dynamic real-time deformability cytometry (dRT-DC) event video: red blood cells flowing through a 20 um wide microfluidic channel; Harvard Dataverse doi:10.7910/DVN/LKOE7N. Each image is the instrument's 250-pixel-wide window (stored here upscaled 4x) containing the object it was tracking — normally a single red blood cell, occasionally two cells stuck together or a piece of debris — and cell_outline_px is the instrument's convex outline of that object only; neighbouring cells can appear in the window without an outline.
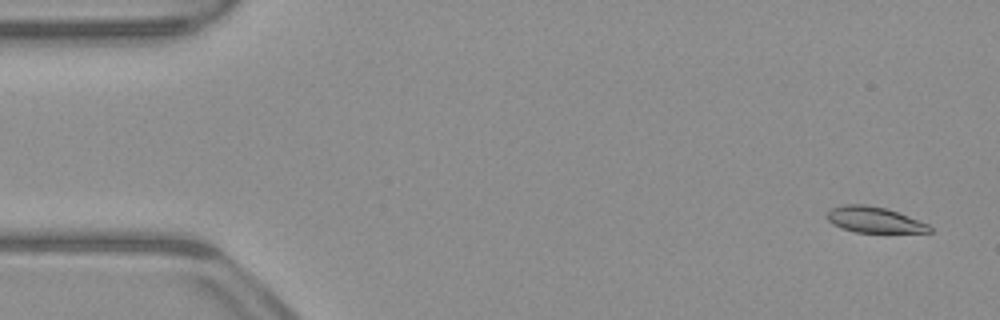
{"species": "common noctule bat (a hibernating species)", "species_latin": "Nyctalus noctula", "temperature_condition": "warm", "stored_images_in_passage": 54, "camera_frame_rate_fps": 3000, "um_per_image_px": 0.085, "animal": {"sex": "male", "body_mass_g": 23.1, "forearm_length_mm": 52.7}, "frame": {"image": 1, "passage_image": 3, "time_ms": 0.667, "image_size_px": [1000, 320], "cell_outline_px": [[932, 232], [856, 232], [832, 224], [824, 216], [832, 208], [844, 204], [864, 204], [884, 208], [908, 216], [928, 224], [932, 228]], "centroid_in_image_um": [74.28, 18.67], "position_along_channel_um": 10.7, "area_um2": 15.2}}
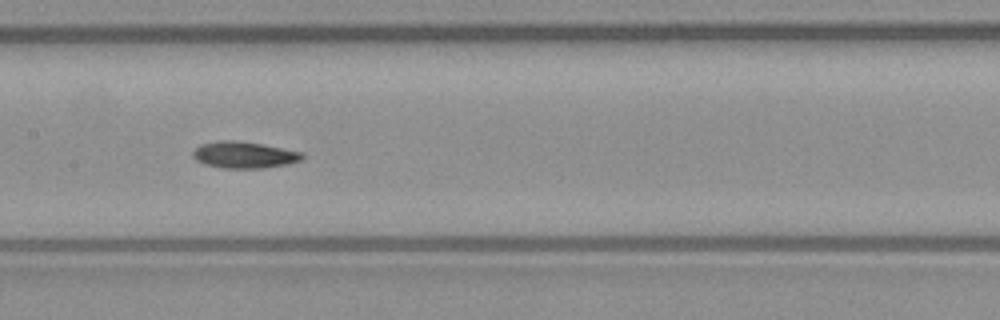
{"frame": {"image": 2, "passage_image": 26, "time_ms": 8.333, "image_size_px": [1000, 320], "cell_outline_px": [[304, 156], [300, 160], [288, 164], [264, 168], [220, 168], [204, 164], [196, 160], [192, 156], [192, 152], [200, 144], [216, 140], [236, 140], [260, 144], [304, 152]], "centroid_in_image_um": [20.72, 13.16], "position_along_channel_um": 186.7, "area_um2": 17.05}}
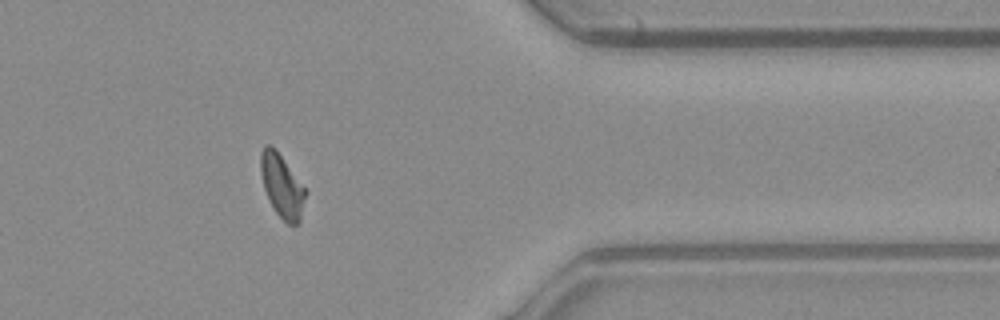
{"frame": {"image": 3, "passage_image": 43, "time_ms": 14.0, "image_size_px": [1000, 320], "cell_outline_px": [[308, 192], [300, 220], [296, 224], [288, 224], [276, 212], [268, 200], [264, 188], [260, 172], [260, 152], [264, 144], [268, 144], [280, 156]], "centroid_in_image_um": [23.96, 15.83], "position_along_channel_um": 387.4, "area_um2": 16.24}, "authors_computed_cell_mechanics": {"area_um2": 16.3574, "velocity_mm_per_s": 3.9404, "shape_relaxation_time_tau1_ms": null, "shape_relaxation_time_tau2_ms": 5.8471, "deformation_change_tau1": null, "deformation_change_tau2": 0.1094}}